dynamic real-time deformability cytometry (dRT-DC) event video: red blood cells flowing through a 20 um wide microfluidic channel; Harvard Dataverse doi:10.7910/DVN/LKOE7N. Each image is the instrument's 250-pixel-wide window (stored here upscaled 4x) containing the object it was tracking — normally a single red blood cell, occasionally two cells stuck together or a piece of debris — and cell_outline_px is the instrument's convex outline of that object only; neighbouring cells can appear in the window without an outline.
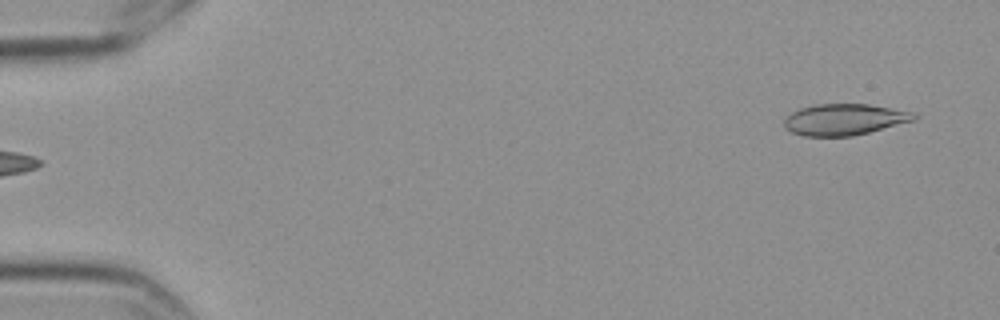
{"species": "Egyptian fruit bat (a non-hibernating species)", "species_latin": "Rousettus aegyptiacus", "temperature_condition": "cold", "stored_images_in_passage": 6, "segment_of_instrument_passage": [2, 2], "camera_frame_rate_fps": 3000, "um_per_image_px": 0.085, "frame": {"image": 1, "passage_image": 6, "time_ms": 1.667, "image_size_px": [1000, 320], "cell_outline_px": [[916, 116], [912, 120], [868, 132], [852, 136], [804, 136], [792, 132], [784, 128], [784, 120], [792, 112], [800, 108], [816, 104], [868, 104], [912, 112]], "centroid_in_image_um": [71.69, 10.15], "position_along_channel_um": 13.3, "area_um2": 23.24}}